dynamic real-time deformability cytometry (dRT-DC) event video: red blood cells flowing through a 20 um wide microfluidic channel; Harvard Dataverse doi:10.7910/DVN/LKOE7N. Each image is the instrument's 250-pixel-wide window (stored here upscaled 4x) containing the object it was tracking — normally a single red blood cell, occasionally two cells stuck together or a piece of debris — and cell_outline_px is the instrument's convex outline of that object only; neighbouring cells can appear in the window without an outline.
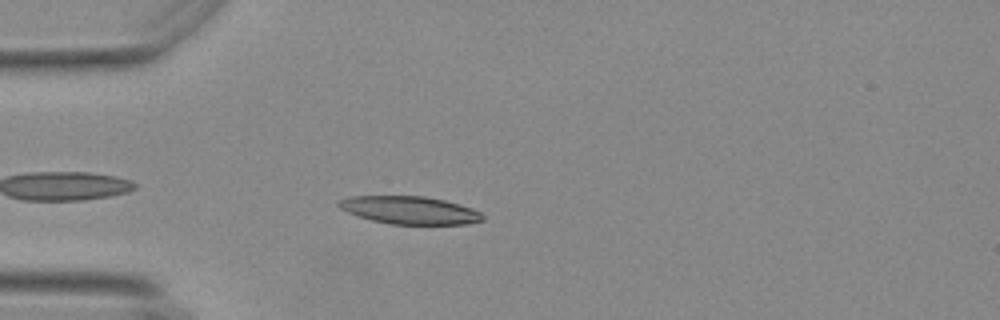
{"species": "Egyptian fruit bat (a non-hibernating species)", "species_latin": "Rousettus aegyptiacus", "temperature_condition": "warm", "stored_images_in_passage": 18, "camera_frame_rate_fps": 3000, "um_per_image_px": 0.085, "animal": {"sex": "female"}, "frame": {"image": 1, "passage_image": 3, "time_ms": 0.667, "image_size_px": [1000, 320], "cell_outline_px": [[484, 220], [468, 224], [388, 224], [372, 220], [348, 212], [340, 208], [336, 204], [340, 200], [348, 196], [424, 196], [444, 200], [472, 208], [480, 212], [484, 216]], "centroid_in_image_um": [34.83, 17.86], "position_along_channel_um": 50.2, "area_um2": 23.24}}